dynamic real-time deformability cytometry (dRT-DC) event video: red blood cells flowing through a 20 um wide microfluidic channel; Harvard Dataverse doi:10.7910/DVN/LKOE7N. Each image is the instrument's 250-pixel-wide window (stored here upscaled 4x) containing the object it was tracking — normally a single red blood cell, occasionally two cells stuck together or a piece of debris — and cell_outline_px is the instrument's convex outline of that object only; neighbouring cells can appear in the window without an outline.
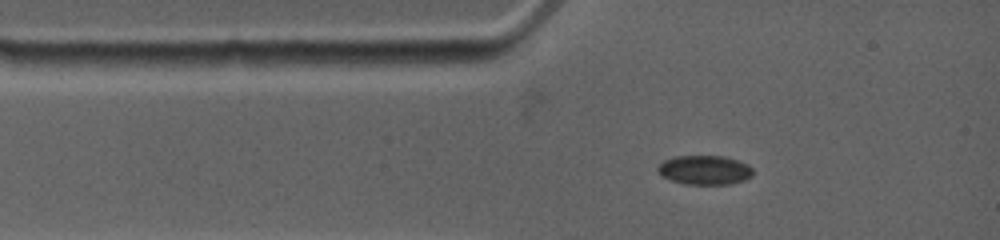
{"species": "common noctule bat (a hibernating species)", "species_latin": "Nyctalus noctula", "temperature_condition": "warm", "stored_images_in_passage": 60, "camera_frame_rate_fps": 4500, "um_per_image_px": 0.085, "animal": {"sex": "female", "body_mass_g": 19.0, "forearm_length_mm": 53.3}, "frame": {"image": 1, "passage_image": 1, "time_ms": 0.0, "image_size_px": [1000, 240], "cell_outline_px": [[752, 176], [744, 180], [728, 184], [684, 184], [660, 176], [656, 168], [664, 160], [672, 156], [724, 156], [748, 164], [752, 168]], "centroid_in_image_um": [59.86, 14.45], "position_along_channel_um": 25.1, "area_um2": 16.24}}
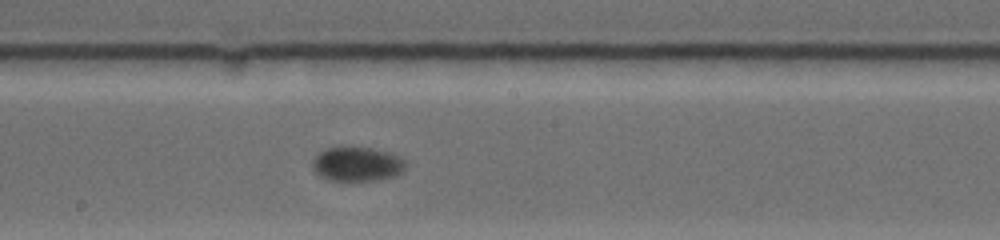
{"frame": {"image": 2, "passage_image": 28, "time_ms": 5.556, "image_size_px": [1000, 240], "cell_outline_px": [[404, 168], [396, 176], [380, 180], [328, 180], [320, 176], [312, 168], [312, 160], [320, 152], [328, 148], [372, 148], [396, 156], [404, 160]], "centroid_in_image_um": [30.31, 13.97], "position_along_channel_um": 217.9, "area_um2": 18.15}}
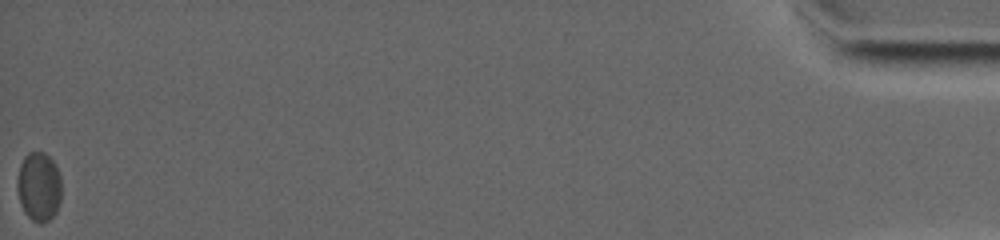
{"frame": {"image": 3, "passage_image": 60, "time_ms": 16.444, "image_size_px": [1000, 240], "cell_outline_px": [[60, 200], [56, 212], [48, 220], [40, 224], [32, 220], [24, 212], [20, 204], [16, 184], [16, 180], [20, 164], [24, 156], [28, 152], [44, 152], [56, 164], [60, 176]], "centroid_in_image_um": [3.28, 15.85], "position_along_channel_um": 431.9, "area_um2": 17.98}, "authors_computed_cell_mechanics": {"area_um2": 17.8313, "velocity_mm_per_s": 3.621, "shape_relaxation_time_tau1_ms": 6.2786, "shape_relaxation_time_tau2_ms": null, "deformation_change_tau1": 0.1412, "deformation_change_tau2": null}}